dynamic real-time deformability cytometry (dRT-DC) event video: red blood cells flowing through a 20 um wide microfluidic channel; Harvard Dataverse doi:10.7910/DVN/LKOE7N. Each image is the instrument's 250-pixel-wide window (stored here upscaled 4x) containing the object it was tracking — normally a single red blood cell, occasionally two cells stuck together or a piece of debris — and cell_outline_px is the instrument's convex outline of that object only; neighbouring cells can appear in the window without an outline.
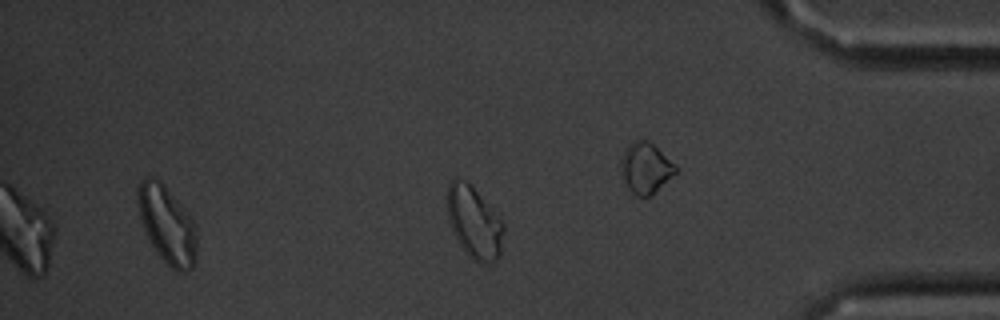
{"species": "common noctule bat (a hibernating species)", "species_latin": "Nyctalus noctula", "temperature_condition": "cold", "stored_images_in_passage": 50, "segment_of_instrument_passage": [2, 2], "camera_frame_rate_fps": 3000, "um_per_image_px": 0.085, "animal": {"sex": "male", "body_mass_g": 20.1, "forearm_length_mm": 53.5}, "frame": {"image": 1, "passage_image": 50, "time_ms": 16.333, "image_size_px": [1000, 320], "cell_outline_px": [[504, 228], [500, 256], [496, 260], [480, 264], [472, 260], [468, 256], [460, 244], [448, 220], [448, 184], [456, 176], [464, 180], [500, 216], [504, 224]], "centroid_in_image_um": [40.32, 18.93], "position_along_channel_um": 394.9, "area_um2": 23.35}}